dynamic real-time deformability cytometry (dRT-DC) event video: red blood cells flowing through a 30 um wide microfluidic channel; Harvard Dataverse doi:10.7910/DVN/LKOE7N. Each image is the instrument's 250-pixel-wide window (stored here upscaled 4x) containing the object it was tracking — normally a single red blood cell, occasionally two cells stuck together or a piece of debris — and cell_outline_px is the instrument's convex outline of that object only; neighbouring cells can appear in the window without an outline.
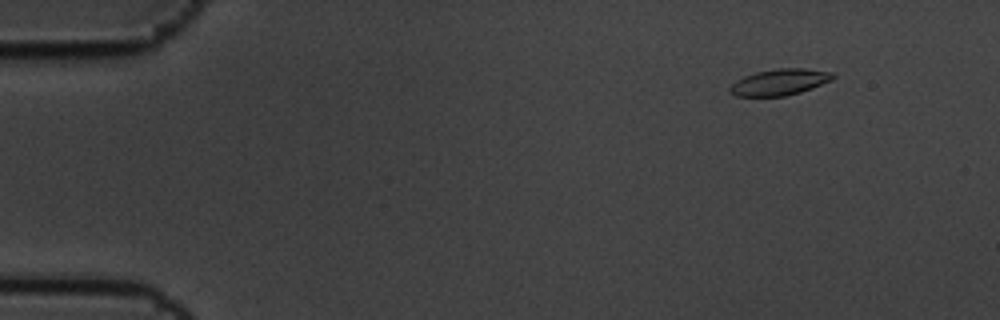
{"species": "common noctule bat (a hibernating species)", "species_latin": "Nyctalus noctula", "temperature_condition": "cold", "stored_images_in_passage": 5, "camera_frame_rate_fps": 3000, "um_per_image_px": 0.085, "animal": {"sex": "male", "body_mass_g": 19.5, "forearm_length_mm": 54.6}, "frame": {"image": 1, "passage_image": 2, "time_ms": 0.333, "image_size_px": [1000, 320], "cell_outline_px": [[836, 76], [832, 80], [812, 88], [800, 92], [784, 96], [736, 96], [728, 92], [728, 88], [736, 80], [744, 76], [756, 72], [776, 68], [804, 68], [832, 72]], "centroid_in_image_um": [66.25, 6.97], "position_along_channel_um": 18.7, "area_um2": 15.84}}
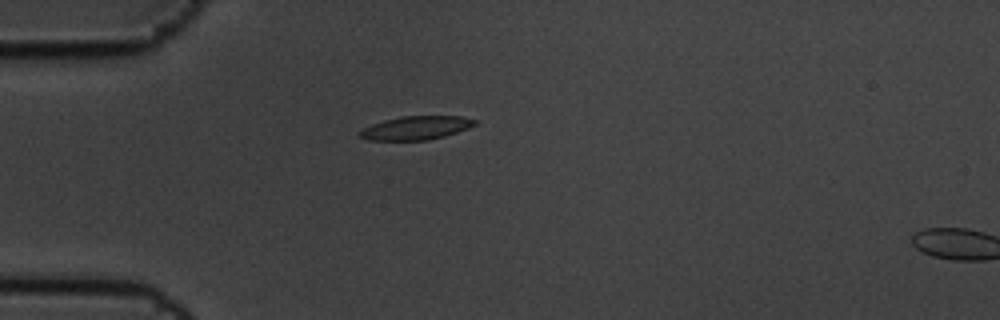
{"frame": {"image": 2, "passage_image": 4, "time_ms": 1.0, "image_size_px": [1000, 320], "cell_outline_px": [[476, 124], [468, 128], [444, 136], [428, 140], [368, 140], [356, 136], [356, 132], [372, 124], [384, 120], [400, 116], [460, 116], [476, 120]], "centroid_in_image_um": [35.29, 10.87], "position_along_channel_um": 49.7, "area_um2": 15.84}}